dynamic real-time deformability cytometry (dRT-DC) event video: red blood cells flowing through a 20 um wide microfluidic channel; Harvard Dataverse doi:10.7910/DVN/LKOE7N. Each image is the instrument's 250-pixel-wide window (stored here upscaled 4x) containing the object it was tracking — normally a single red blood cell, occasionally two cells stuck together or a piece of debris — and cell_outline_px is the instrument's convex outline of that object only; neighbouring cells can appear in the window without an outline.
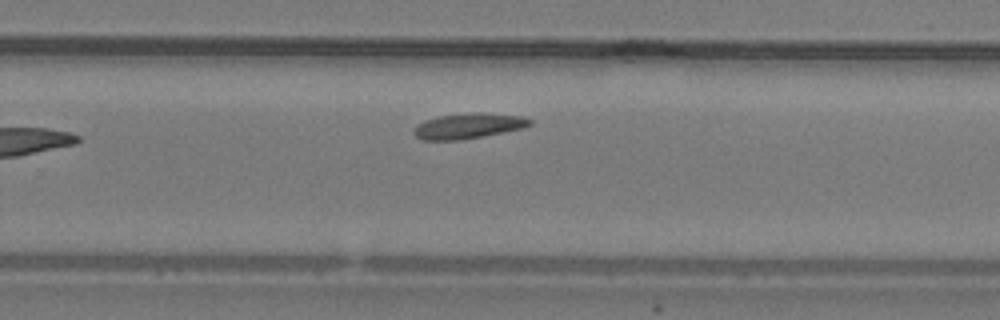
{"species": "common noctule bat (a hibernating species)", "species_latin": "Nyctalus noctula", "temperature_condition": "warm", "stored_images_in_passage": 14, "camera_frame_rate_fps": 3000, "um_per_image_px": 0.085, "animal": {"sex": "male", "body_mass_g": 19.2, "forearm_length_mm": 51.8}, "frame": {"image": 1, "passage_image": 14, "time_ms": 4.333, "image_size_px": [1000, 320], "cell_outline_px": [[532, 124], [524, 128], [460, 140], [420, 140], [412, 132], [416, 124], [424, 120], [440, 116], [476, 112], [484, 112], [520, 116], [532, 120]], "centroid_in_image_um": [39.78, 10.7], "position_along_channel_um": 290.0, "area_um2": 17.17}}